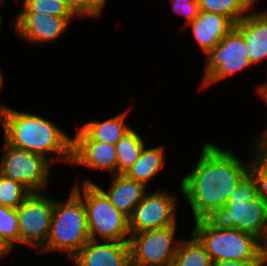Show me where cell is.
<instances>
[{
  "mask_svg": "<svg viewBox=\"0 0 267 266\" xmlns=\"http://www.w3.org/2000/svg\"><path fill=\"white\" fill-rule=\"evenodd\" d=\"M194 169L180 181V194L190 206L194 222L214 219L225 206L239 181L250 170V162L242 161L230 149L215 143L202 146Z\"/></svg>",
  "mask_w": 267,
  "mask_h": 266,
  "instance_id": "1",
  "label": "cell"
},
{
  "mask_svg": "<svg viewBox=\"0 0 267 266\" xmlns=\"http://www.w3.org/2000/svg\"><path fill=\"white\" fill-rule=\"evenodd\" d=\"M56 124L43 115L0 103V125L4 131L3 139L8 144L40 154L52 164L62 161L71 164L72 137Z\"/></svg>",
  "mask_w": 267,
  "mask_h": 266,
  "instance_id": "2",
  "label": "cell"
},
{
  "mask_svg": "<svg viewBox=\"0 0 267 266\" xmlns=\"http://www.w3.org/2000/svg\"><path fill=\"white\" fill-rule=\"evenodd\" d=\"M192 233L204 245L212 262L221 260L262 261L266 246L254 235L226 227L214 219L195 221Z\"/></svg>",
  "mask_w": 267,
  "mask_h": 266,
  "instance_id": "3",
  "label": "cell"
},
{
  "mask_svg": "<svg viewBox=\"0 0 267 266\" xmlns=\"http://www.w3.org/2000/svg\"><path fill=\"white\" fill-rule=\"evenodd\" d=\"M89 240L85 205L71 189L66 200H54L50 233L40 252H62L71 260Z\"/></svg>",
  "mask_w": 267,
  "mask_h": 266,
  "instance_id": "4",
  "label": "cell"
},
{
  "mask_svg": "<svg viewBox=\"0 0 267 266\" xmlns=\"http://www.w3.org/2000/svg\"><path fill=\"white\" fill-rule=\"evenodd\" d=\"M72 190L83 200L87 213L90 239L128 242L130 237L129 218L117 210L106 194L85 177Z\"/></svg>",
  "mask_w": 267,
  "mask_h": 266,
  "instance_id": "5",
  "label": "cell"
},
{
  "mask_svg": "<svg viewBox=\"0 0 267 266\" xmlns=\"http://www.w3.org/2000/svg\"><path fill=\"white\" fill-rule=\"evenodd\" d=\"M200 90H206L226 77L253 67L242 34L233 27L218 45L205 54Z\"/></svg>",
  "mask_w": 267,
  "mask_h": 266,
  "instance_id": "6",
  "label": "cell"
},
{
  "mask_svg": "<svg viewBox=\"0 0 267 266\" xmlns=\"http://www.w3.org/2000/svg\"><path fill=\"white\" fill-rule=\"evenodd\" d=\"M3 141L0 174L21 183L31 193L48 191L52 163L40 154L16 148Z\"/></svg>",
  "mask_w": 267,
  "mask_h": 266,
  "instance_id": "7",
  "label": "cell"
},
{
  "mask_svg": "<svg viewBox=\"0 0 267 266\" xmlns=\"http://www.w3.org/2000/svg\"><path fill=\"white\" fill-rule=\"evenodd\" d=\"M46 192L31 193L16 208L19 220V245L41 250L48 239L55 198Z\"/></svg>",
  "mask_w": 267,
  "mask_h": 266,
  "instance_id": "8",
  "label": "cell"
},
{
  "mask_svg": "<svg viewBox=\"0 0 267 266\" xmlns=\"http://www.w3.org/2000/svg\"><path fill=\"white\" fill-rule=\"evenodd\" d=\"M178 225L130 233L131 262L149 266H171L181 239Z\"/></svg>",
  "mask_w": 267,
  "mask_h": 266,
  "instance_id": "9",
  "label": "cell"
},
{
  "mask_svg": "<svg viewBox=\"0 0 267 266\" xmlns=\"http://www.w3.org/2000/svg\"><path fill=\"white\" fill-rule=\"evenodd\" d=\"M178 197L166 189L147 192L129 217V232L137 233L178 224Z\"/></svg>",
  "mask_w": 267,
  "mask_h": 266,
  "instance_id": "10",
  "label": "cell"
},
{
  "mask_svg": "<svg viewBox=\"0 0 267 266\" xmlns=\"http://www.w3.org/2000/svg\"><path fill=\"white\" fill-rule=\"evenodd\" d=\"M214 220L220 225L252 234L267 246V204L259 195L247 203L229 200Z\"/></svg>",
  "mask_w": 267,
  "mask_h": 266,
  "instance_id": "11",
  "label": "cell"
},
{
  "mask_svg": "<svg viewBox=\"0 0 267 266\" xmlns=\"http://www.w3.org/2000/svg\"><path fill=\"white\" fill-rule=\"evenodd\" d=\"M74 19L45 14H15L11 29L28 45H51L69 30Z\"/></svg>",
  "mask_w": 267,
  "mask_h": 266,
  "instance_id": "12",
  "label": "cell"
},
{
  "mask_svg": "<svg viewBox=\"0 0 267 266\" xmlns=\"http://www.w3.org/2000/svg\"><path fill=\"white\" fill-rule=\"evenodd\" d=\"M69 261L75 266H129V242L90 239Z\"/></svg>",
  "mask_w": 267,
  "mask_h": 266,
  "instance_id": "13",
  "label": "cell"
},
{
  "mask_svg": "<svg viewBox=\"0 0 267 266\" xmlns=\"http://www.w3.org/2000/svg\"><path fill=\"white\" fill-rule=\"evenodd\" d=\"M70 165L117 174V155L113 144L97 141H72Z\"/></svg>",
  "mask_w": 267,
  "mask_h": 266,
  "instance_id": "14",
  "label": "cell"
},
{
  "mask_svg": "<svg viewBox=\"0 0 267 266\" xmlns=\"http://www.w3.org/2000/svg\"><path fill=\"white\" fill-rule=\"evenodd\" d=\"M253 9L234 27L242 34L252 65L267 60V11Z\"/></svg>",
  "mask_w": 267,
  "mask_h": 266,
  "instance_id": "15",
  "label": "cell"
},
{
  "mask_svg": "<svg viewBox=\"0 0 267 266\" xmlns=\"http://www.w3.org/2000/svg\"><path fill=\"white\" fill-rule=\"evenodd\" d=\"M186 26L192 29V35L205 55L218 45L234 27V23L224 15L200 11L198 16L184 28Z\"/></svg>",
  "mask_w": 267,
  "mask_h": 266,
  "instance_id": "16",
  "label": "cell"
},
{
  "mask_svg": "<svg viewBox=\"0 0 267 266\" xmlns=\"http://www.w3.org/2000/svg\"><path fill=\"white\" fill-rule=\"evenodd\" d=\"M129 108L104 121L93 118L76 128L72 141H97L115 145L132 127L126 123Z\"/></svg>",
  "mask_w": 267,
  "mask_h": 266,
  "instance_id": "17",
  "label": "cell"
},
{
  "mask_svg": "<svg viewBox=\"0 0 267 266\" xmlns=\"http://www.w3.org/2000/svg\"><path fill=\"white\" fill-rule=\"evenodd\" d=\"M107 190L95 183L109 198L111 204L128 218L133 214L135 207L144 199L147 186L127 177L124 173L111 175Z\"/></svg>",
  "mask_w": 267,
  "mask_h": 266,
  "instance_id": "18",
  "label": "cell"
},
{
  "mask_svg": "<svg viewBox=\"0 0 267 266\" xmlns=\"http://www.w3.org/2000/svg\"><path fill=\"white\" fill-rule=\"evenodd\" d=\"M165 152V147L162 144L154 147H149L146 144L138 160L124 174L148 186L154 176L156 177L164 167Z\"/></svg>",
  "mask_w": 267,
  "mask_h": 266,
  "instance_id": "19",
  "label": "cell"
},
{
  "mask_svg": "<svg viewBox=\"0 0 267 266\" xmlns=\"http://www.w3.org/2000/svg\"><path fill=\"white\" fill-rule=\"evenodd\" d=\"M171 266H212V260L204 245L191 232L189 238H181Z\"/></svg>",
  "mask_w": 267,
  "mask_h": 266,
  "instance_id": "20",
  "label": "cell"
},
{
  "mask_svg": "<svg viewBox=\"0 0 267 266\" xmlns=\"http://www.w3.org/2000/svg\"><path fill=\"white\" fill-rule=\"evenodd\" d=\"M200 11L218 13L229 18L234 24L249 14L257 0H197Z\"/></svg>",
  "mask_w": 267,
  "mask_h": 266,
  "instance_id": "21",
  "label": "cell"
},
{
  "mask_svg": "<svg viewBox=\"0 0 267 266\" xmlns=\"http://www.w3.org/2000/svg\"><path fill=\"white\" fill-rule=\"evenodd\" d=\"M146 145L142 136L133 127L115 144L117 173H125L138 160Z\"/></svg>",
  "mask_w": 267,
  "mask_h": 266,
  "instance_id": "22",
  "label": "cell"
},
{
  "mask_svg": "<svg viewBox=\"0 0 267 266\" xmlns=\"http://www.w3.org/2000/svg\"><path fill=\"white\" fill-rule=\"evenodd\" d=\"M16 14H45L62 18H80L64 0H19Z\"/></svg>",
  "mask_w": 267,
  "mask_h": 266,
  "instance_id": "23",
  "label": "cell"
},
{
  "mask_svg": "<svg viewBox=\"0 0 267 266\" xmlns=\"http://www.w3.org/2000/svg\"><path fill=\"white\" fill-rule=\"evenodd\" d=\"M0 239L11 251L19 244V220L16 209L1 204Z\"/></svg>",
  "mask_w": 267,
  "mask_h": 266,
  "instance_id": "24",
  "label": "cell"
},
{
  "mask_svg": "<svg viewBox=\"0 0 267 266\" xmlns=\"http://www.w3.org/2000/svg\"><path fill=\"white\" fill-rule=\"evenodd\" d=\"M31 192L16 180L0 174V204L10 208H18Z\"/></svg>",
  "mask_w": 267,
  "mask_h": 266,
  "instance_id": "25",
  "label": "cell"
},
{
  "mask_svg": "<svg viewBox=\"0 0 267 266\" xmlns=\"http://www.w3.org/2000/svg\"><path fill=\"white\" fill-rule=\"evenodd\" d=\"M80 17L98 19L108 0H64Z\"/></svg>",
  "mask_w": 267,
  "mask_h": 266,
  "instance_id": "26",
  "label": "cell"
},
{
  "mask_svg": "<svg viewBox=\"0 0 267 266\" xmlns=\"http://www.w3.org/2000/svg\"><path fill=\"white\" fill-rule=\"evenodd\" d=\"M257 195V181L253 173L249 170L239 181L236 189L230 195L229 200H242V202L247 203Z\"/></svg>",
  "mask_w": 267,
  "mask_h": 266,
  "instance_id": "27",
  "label": "cell"
},
{
  "mask_svg": "<svg viewBox=\"0 0 267 266\" xmlns=\"http://www.w3.org/2000/svg\"><path fill=\"white\" fill-rule=\"evenodd\" d=\"M250 151L253 154L250 171L256 178L258 195L267 204V165L254 153L253 148Z\"/></svg>",
  "mask_w": 267,
  "mask_h": 266,
  "instance_id": "28",
  "label": "cell"
},
{
  "mask_svg": "<svg viewBox=\"0 0 267 266\" xmlns=\"http://www.w3.org/2000/svg\"><path fill=\"white\" fill-rule=\"evenodd\" d=\"M172 10L177 14L184 16L185 25L192 22L199 14V5L197 0H171Z\"/></svg>",
  "mask_w": 267,
  "mask_h": 266,
  "instance_id": "29",
  "label": "cell"
},
{
  "mask_svg": "<svg viewBox=\"0 0 267 266\" xmlns=\"http://www.w3.org/2000/svg\"><path fill=\"white\" fill-rule=\"evenodd\" d=\"M252 147L254 153L267 165V137L257 135Z\"/></svg>",
  "mask_w": 267,
  "mask_h": 266,
  "instance_id": "30",
  "label": "cell"
},
{
  "mask_svg": "<svg viewBox=\"0 0 267 266\" xmlns=\"http://www.w3.org/2000/svg\"><path fill=\"white\" fill-rule=\"evenodd\" d=\"M261 261H244V260H221L212 262V266H254Z\"/></svg>",
  "mask_w": 267,
  "mask_h": 266,
  "instance_id": "31",
  "label": "cell"
},
{
  "mask_svg": "<svg viewBox=\"0 0 267 266\" xmlns=\"http://www.w3.org/2000/svg\"><path fill=\"white\" fill-rule=\"evenodd\" d=\"M265 81H266L265 83H261L259 84L258 87H256L257 88L256 93L259 95V97L265 103V105H267V79ZM258 136L267 137V123L262 133H260Z\"/></svg>",
  "mask_w": 267,
  "mask_h": 266,
  "instance_id": "32",
  "label": "cell"
},
{
  "mask_svg": "<svg viewBox=\"0 0 267 266\" xmlns=\"http://www.w3.org/2000/svg\"><path fill=\"white\" fill-rule=\"evenodd\" d=\"M12 251L0 239V259L9 256Z\"/></svg>",
  "mask_w": 267,
  "mask_h": 266,
  "instance_id": "33",
  "label": "cell"
},
{
  "mask_svg": "<svg viewBox=\"0 0 267 266\" xmlns=\"http://www.w3.org/2000/svg\"><path fill=\"white\" fill-rule=\"evenodd\" d=\"M3 69L0 67V90H2L3 85H4V80H5V75L3 74Z\"/></svg>",
  "mask_w": 267,
  "mask_h": 266,
  "instance_id": "34",
  "label": "cell"
},
{
  "mask_svg": "<svg viewBox=\"0 0 267 266\" xmlns=\"http://www.w3.org/2000/svg\"><path fill=\"white\" fill-rule=\"evenodd\" d=\"M254 266H267V257H265L259 264Z\"/></svg>",
  "mask_w": 267,
  "mask_h": 266,
  "instance_id": "35",
  "label": "cell"
},
{
  "mask_svg": "<svg viewBox=\"0 0 267 266\" xmlns=\"http://www.w3.org/2000/svg\"><path fill=\"white\" fill-rule=\"evenodd\" d=\"M129 266H149V265H142V264H139V263L131 262V261H130Z\"/></svg>",
  "mask_w": 267,
  "mask_h": 266,
  "instance_id": "36",
  "label": "cell"
},
{
  "mask_svg": "<svg viewBox=\"0 0 267 266\" xmlns=\"http://www.w3.org/2000/svg\"><path fill=\"white\" fill-rule=\"evenodd\" d=\"M1 3L3 4V2H0V5H1ZM2 16H1V14H0V26L2 25Z\"/></svg>",
  "mask_w": 267,
  "mask_h": 266,
  "instance_id": "37",
  "label": "cell"
}]
</instances>
